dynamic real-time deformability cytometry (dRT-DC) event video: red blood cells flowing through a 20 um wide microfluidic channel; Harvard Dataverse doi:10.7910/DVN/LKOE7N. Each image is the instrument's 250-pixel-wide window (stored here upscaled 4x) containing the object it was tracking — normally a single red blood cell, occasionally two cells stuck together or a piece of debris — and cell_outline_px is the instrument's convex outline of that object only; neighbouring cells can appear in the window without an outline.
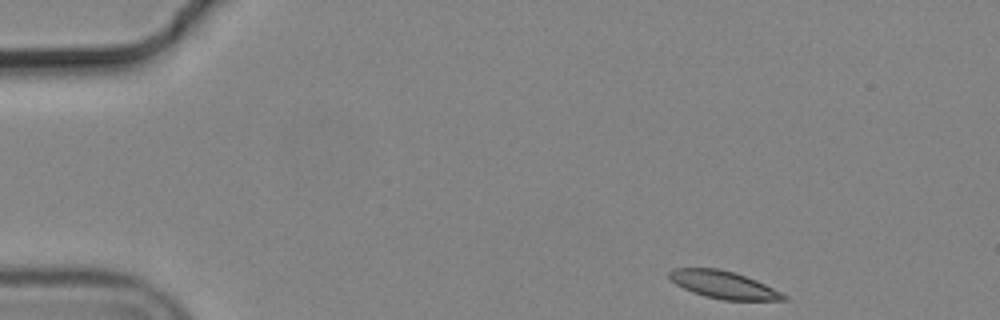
{"species": "common noctule bat (a hibernating species)", "species_latin": "Nyctalus noctula", "temperature_condition": "cold", "stored_images_in_passage": 50, "camera_frame_rate_fps": 3000, "um_per_image_px": 0.085, "animal": {"sex": "male", "body_mass_g": 19.2, "forearm_length_mm": 51.8}, "frame": {"image": 1, "passage_image": 1, "time_ms": 0.0, "image_size_px": [1000, 320], "cell_outline_px": [[788, 300], [724, 300], [704, 296], [692, 292], [676, 284], [668, 276], [668, 272], [672, 268], [720, 268], [736, 272], [756, 280], [788, 296]], "centroid_in_image_um": [61.49, 24.19], "position_along_channel_um": 23.5, "area_um2": 18.32}}
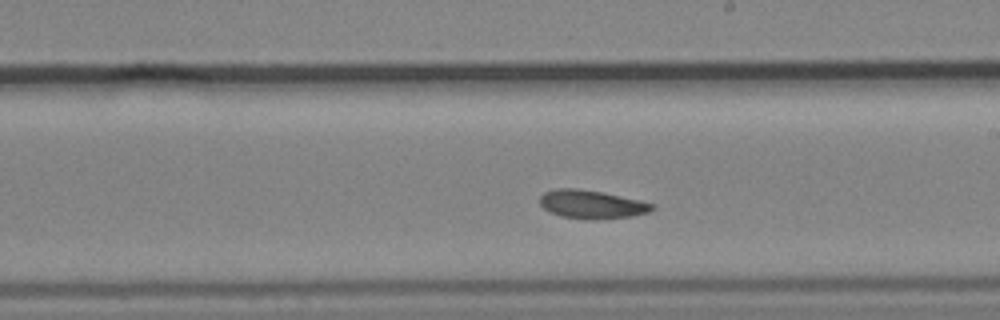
{"frame": {"image": 2, "passage_image": 26, "time_ms": 8.333, "image_size_px": [1000, 320], "cell_outline_px": [[656, 208], [648, 212], [632, 216], [584, 220], [560, 216], [548, 212], [540, 204], [540, 196], [544, 192], [556, 188], [576, 188], [600, 192], [656, 204]], "centroid_in_image_um": [50.25, 17.38], "position_along_channel_um": 238.7, "area_um2": 18.55}}
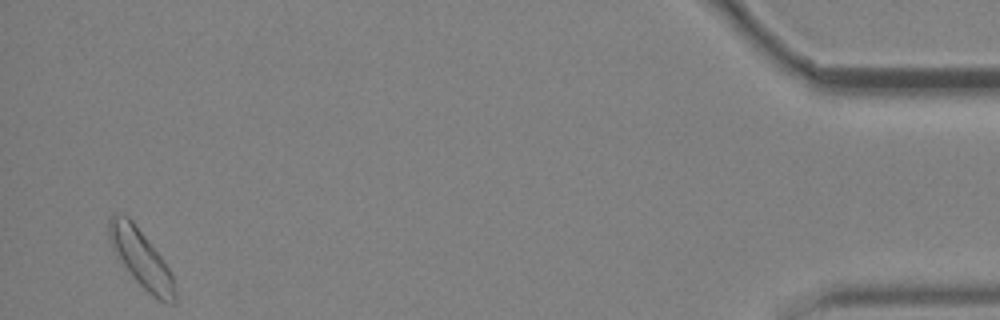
{"frame": {"image": 3, "passage_image": 48, "time_ms": 15.667, "image_size_px": [1000, 320], "cell_outline_px": [[176, 304], [168, 304], [152, 296], [132, 276], [112, 248], [108, 240], [108, 220], [112, 216], [128, 216], [132, 220], [164, 260], [172, 276], [176, 296]], "centroid_in_image_um": [12.0, 21.99], "position_along_channel_um": 423.2, "area_um2": 21.68}, "authors_computed_cell_mechanics": {"area_um2": 18.9295, "velocity_mm_per_s": 3.632, "shape_relaxation_time_tau1_ms": null, "shape_relaxation_time_tau2_ms": 5.0965, "deformation_change_tau1": null, "deformation_change_tau2": 0.1023}}